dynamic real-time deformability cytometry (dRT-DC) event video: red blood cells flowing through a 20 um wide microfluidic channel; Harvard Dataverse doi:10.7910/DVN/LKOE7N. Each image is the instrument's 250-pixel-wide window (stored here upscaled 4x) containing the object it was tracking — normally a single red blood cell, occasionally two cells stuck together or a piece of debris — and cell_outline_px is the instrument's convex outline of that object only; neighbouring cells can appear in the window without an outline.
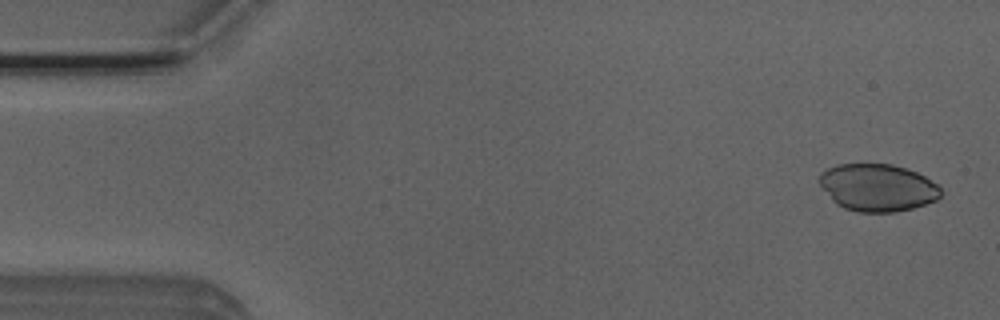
{"species": "Egyptian fruit bat (a non-hibernating species)", "species_latin": "Rousettus aegyptiacus", "temperature_condition": "room temperature", "stored_images_in_passage": 5, "camera_frame_rate_fps": 3000, "um_per_image_px": 0.085, "animal": {"sex": "male"}, "frame": {"image": 1, "passage_image": 1, "time_ms": 0.0, "image_size_px": [1000, 320], "cell_outline_px": [[944, 192], [936, 200], [912, 208], [896, 212], [856, 212], [844, 208], [836, 204], [832, 200], [816, 180], [820, 172], [836, 164], [892, 164], [916, 172], [924, 176], [936, 184]], "centroid_in_image_um": [74.56, 15.94], "position_along_channel_um": 10.4, "area_um2": 33.64}}